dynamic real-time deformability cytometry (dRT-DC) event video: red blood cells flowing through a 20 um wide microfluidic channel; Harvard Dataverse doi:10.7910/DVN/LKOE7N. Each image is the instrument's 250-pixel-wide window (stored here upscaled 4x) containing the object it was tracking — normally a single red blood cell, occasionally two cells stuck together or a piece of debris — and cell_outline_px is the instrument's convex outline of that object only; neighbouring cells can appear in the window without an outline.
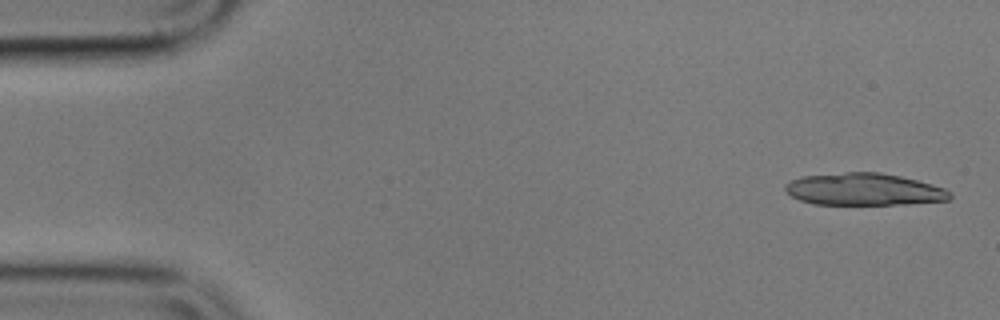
{"species": "common noctule bat (a hibernating species)", "species_latin": "Nyctalus noctula", "temperature_condition": "cold", "stored_images_in_passage": 6, "camera_frame_rate_fps": 3000, "um_per_image_px": 0.085, "animal": {"sex": "male", "body_mass_g": 17.9}, "frame": {"image": 1, "passage_image": 1, "time_ms": 0.0, "image_size_px": [1000, 320], "cell_outline_px": [[952, 196], [948, 200], [908, 204], [812, 204], [800, 200], [792, 196], [784, 188], [784, 184], [800, 176], [848, 172], [880, 172], [900, 176], [916, 180], [944, 188], [952, 192]], "centroid_in_image_um": [73.43, 16.09], "position_along_channel_um": 11.6, "area_um2": 30.81}}
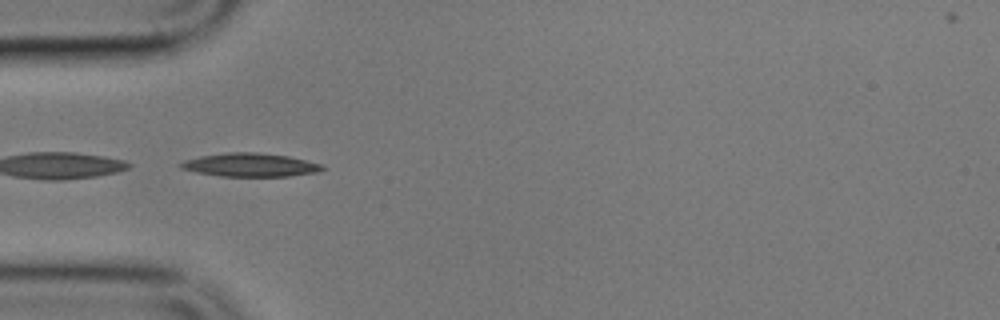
{"frame": {"image": 2, "passage_image": 5, "time_ms": 5.0, "image_size_px": [1000, 320], "cell_outline_px": [[324, 168], [316, 172], [288, 176], [220, 176], [196, 172], [180, 168], [180, 164], [184, 160], [200, 156], [228, 152], [256, 152], [288, 156], [324, 164]], "centroid_in_image_um": [21.27, 14.01], "position_along_channel_um": 63.7, "area_um2": 19.25}}